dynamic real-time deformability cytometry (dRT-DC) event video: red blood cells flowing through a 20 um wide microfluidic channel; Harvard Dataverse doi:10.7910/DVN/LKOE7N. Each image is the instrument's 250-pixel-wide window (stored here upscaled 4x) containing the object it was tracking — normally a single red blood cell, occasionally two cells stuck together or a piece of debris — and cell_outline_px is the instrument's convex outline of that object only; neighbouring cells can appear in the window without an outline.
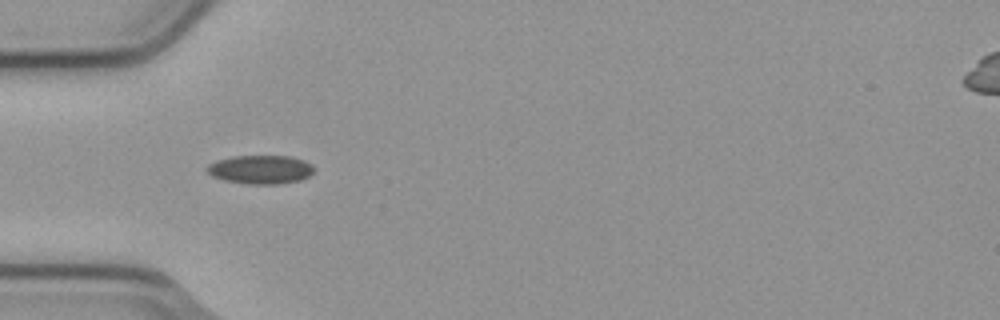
{"species": "common noctule bat (a hibernating species)", "species_latin": "Nyctalus noctula", "temperature_condition": "cold", "stored_images_in_passage": 2, "camera_frame_rate_fps": 3000, "um_per_image_px": 0.085, "animal": {"sex": "male", "body_mass_g": 23.1, "forearm_length_mm": 52.7}, "frame": {"image": 1, "passage_image": 1, "time_ms": 0.0, "image_size_px": [1000, 320], "cell_outline_px": [[312, 172], [308, 176], [300, 180], [276, 184], [248, 184], [224, 180], [212, 176], [204, 168], [208, 164], [216, 160], [232, 156], [288, 156], [304, 160], [312, 168]], "centroid_in_image_um": [22.07, 14.4], "position_along_channel_um": 62.9, "area_um2": 17.74}}
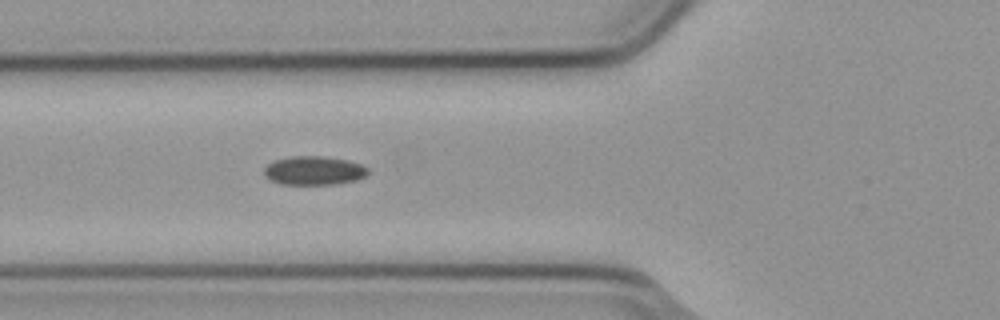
{"frame": {"image": 2, "passage_image": 2, "time_ms": 0.333, "image_size_px": [1000, 320], "cell_outline_px": [[368, 172], [364, 176], [356, 180], [336, 184], [280, 184], [268, 180], [264, 176], [264, 168], [268, 164], [276, 160], [288, 156], [324, 156], [348, 160], [360, 164], [368, 168]], "centroid_in_image_um": [26.65, 14.5], "position_along_channel_um": 99.2, "area_um2": 17.51}}